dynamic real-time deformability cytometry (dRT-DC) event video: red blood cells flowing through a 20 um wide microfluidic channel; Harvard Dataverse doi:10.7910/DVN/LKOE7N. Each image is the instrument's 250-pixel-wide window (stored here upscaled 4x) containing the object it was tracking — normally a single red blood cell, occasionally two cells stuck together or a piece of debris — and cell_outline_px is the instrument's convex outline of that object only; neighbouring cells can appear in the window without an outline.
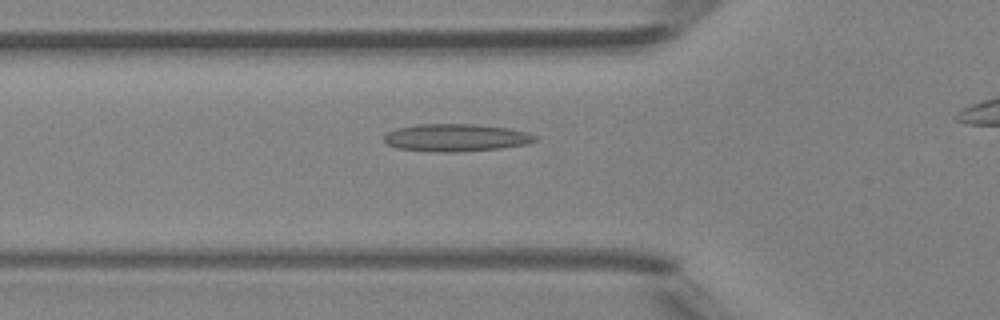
{"species": "Egyptian fruit bat (a non-hibernating species)", "species_latin": "Rousettus aegyptiacus", "temperature_condition": "room temperature", "stored_images_in_passage": 30, "camera_frame_rate_fps": 3000, "um_per_image_px": 0.085, "animal": {"sex": "female"}, "frame": {"image": 1, "passage_image": 4, "time_ms": 1.0, "image_size_px": [1000, 320], "cell_outline_px": [[536, 140], [528, 144], [500, 148], [456, 152], [440, 152], [396, 148], [388, 144], [384, 140], [384, 136], [388, 132], [396, 128], [416, 124], [476, 124], [508, 128], [528, 132], [536, 136]], "centroid_in_image_um": [38.76, 11.69], "position_along_channel_um": 87.0, "area_um2": 24.22}}
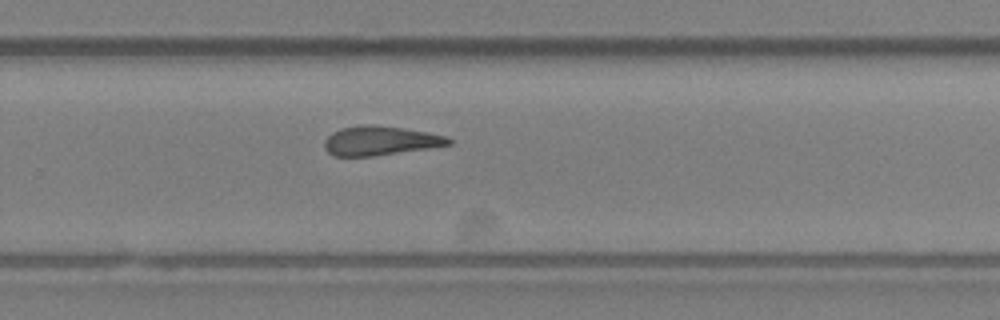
{"frame": {"image": 2, "passage_image": 19, "time_ms": 6.0, "image_size_px": [1000, 320], "cell_outline_px": [[452, 144], [428, 148], [372, 156], [332, 156], [324, 148], [324, 140], [332, 132], [340, 128], [368, 124], [372, 124], [404, 128], [428, 132], [444, 136], [452, 140]], "centroid_in_image_um": [32.28, 11.95], "position_along_channel_um": 297.5, "area_um2": 21.1}}
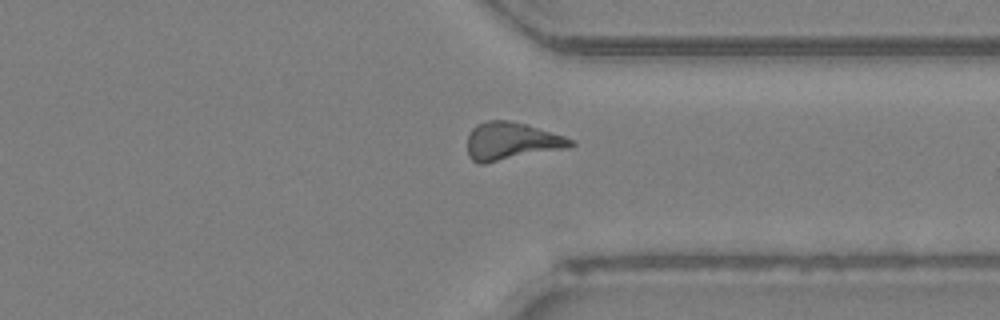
{"frame": {"image": 3, "passage_image": 24, "time_ms": 7.667, "image_size_px": [1000, 320], "cell_outline_px": [[576, 144], [568, 148], [484, 164], [476, 164], [468, 156], [468, 136], [472, 128], [476, 124], [488, 120], [508, 120], [524, 124], [564, 136], [572, 140]], "centroid_in_image_um": [43.44, 12.02], "position_along_channel_um": 368.0, "area_um2": 22.72}, "authors_computed_cell_mechanics": {"area_um2": 21.8484, "velocity_mm_per_s": 4.228, "shape_relaxation_time_tau1_ms": null, "shape_relaxation_time_tau2_ms": 4.291, "deformation_change_tau1": null, "deformation_change_tau2": 0.1615}}